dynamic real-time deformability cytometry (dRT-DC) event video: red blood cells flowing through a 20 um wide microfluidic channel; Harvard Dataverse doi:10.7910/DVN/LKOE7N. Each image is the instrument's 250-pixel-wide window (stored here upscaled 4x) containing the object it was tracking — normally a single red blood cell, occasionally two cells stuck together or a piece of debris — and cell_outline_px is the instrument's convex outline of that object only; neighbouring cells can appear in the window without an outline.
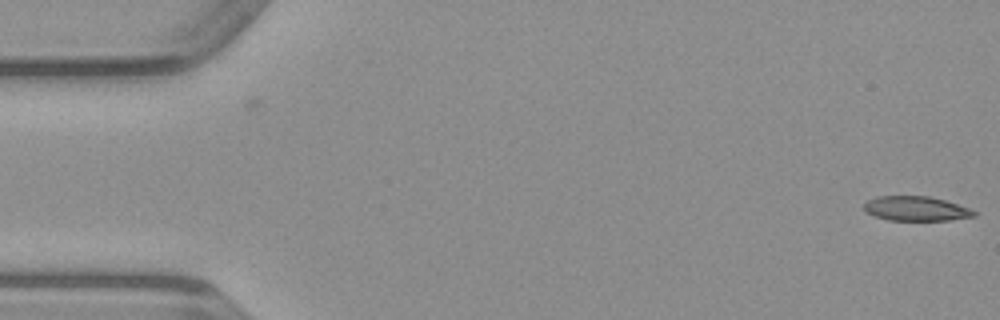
{"species": "common noctule bat (a hibernating species)", "species_latin": "Nyctalus noctula", "temperature_condition": "warm", "stored_images_in_passage": 4, "camera_frame_rate_fps": 3000, "um_per_image_px": 0.085, "animal": {"sex": "male", "body_mass_g": 23.1, "forearm_length_mm": 52.7}, "frame": {"image": 1, "passage_image": 4, "time_ms": 1.0, "image_size_px": [1000, 320], "cell_outline_px": [[976, 216], [948, 220], [888, 220], [876, 216], [868, 212], [864, 208], [864, 204], [868, 200], [876, 196], [928, 196], [944, 200], [968, 208], [976, 212]], "centroid_in_image_um": [77.85, 17.73], "position_along_channel_um": 7.1, "area_um2": 15.49}}